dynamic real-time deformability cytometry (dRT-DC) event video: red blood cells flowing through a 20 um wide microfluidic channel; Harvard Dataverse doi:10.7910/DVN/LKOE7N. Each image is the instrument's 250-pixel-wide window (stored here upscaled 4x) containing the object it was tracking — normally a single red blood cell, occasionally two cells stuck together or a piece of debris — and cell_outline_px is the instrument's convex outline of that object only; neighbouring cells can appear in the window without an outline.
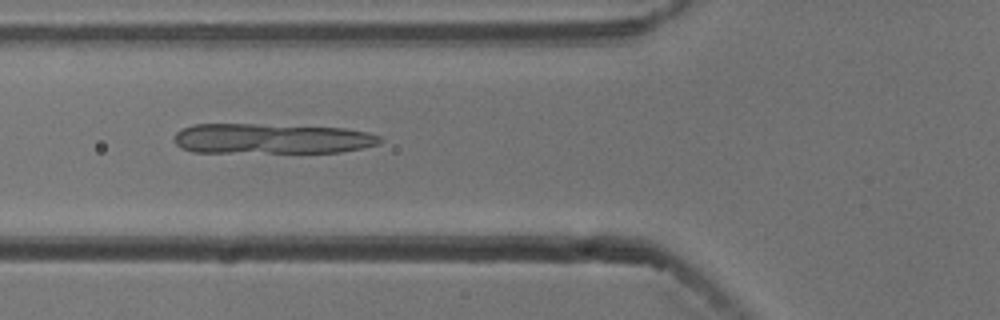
{"species": "common noctule bat (a hibernating species)", "species_latin": "Nyctalus noctula", "temperature_condition": "cold", "stored_images_in_passage": 53, "camera_frame_rate_fps": 3000, "um_per_image_px": 0.085, "animal": {"sex": "male", "body_mass_g": 13.3}, "frame": {"image": 1, "passage_image": 19, "time_ms": 6.0, "image_size_px": [1000, 320], "cell_outline_px": [[384, 140], [380, 144], [364, 148], [340, 152], [192, 152], [180, 148], [172, 140], [172, 136], [176, 132], [184, 128], [196, 124], [252, 124], [344, 128], [368, 132], [380, 136]], "centroid_in_image_um": [23.08, 11.79], "position_along_channel_um": 102.7, "area_um2": 36.47}}
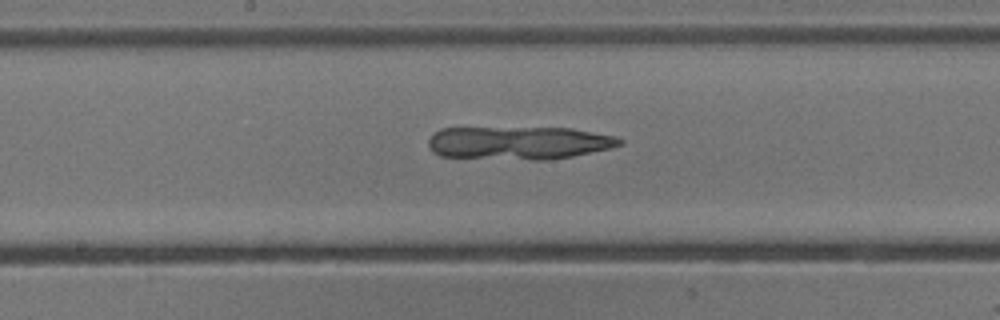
{"frame": {"image": 2, "passage_image": 27, "time_ms": 8.667, "image_size_px": [1000, 320], "cell_outline_px": [[624, 140], [620, 144], [608, 148], [572, 156], [548, 160], [532, 160], [440, 156], [432, 152], [428, 144], [428, 140], [432, 132], [440, 128], [572, 128], [616, 136]], "centroid_in_image_um": [44.05, 12.14], "position_along_channel_um": 204.2, "area_um2": 36.93}}
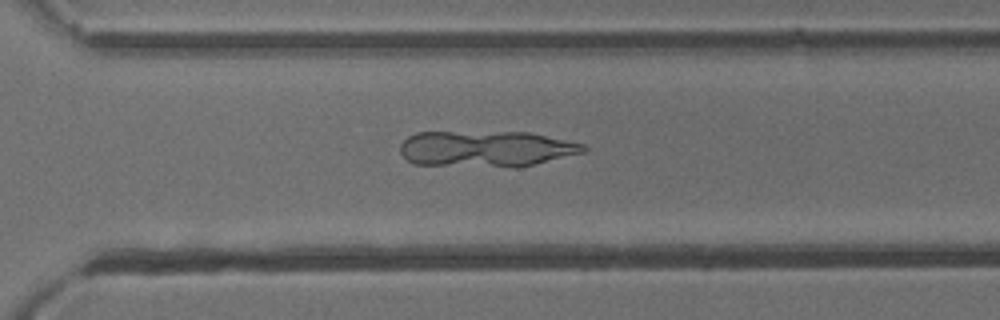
{"frame": {"image": 3, "passage_image": 37, "time_ms": 12.0, "image_size_px": [1000, 320], "cell_outline_px": [[588, 148], [584, 152], [536, 164], [516, 168], [512, 168], [416, 164], [408, 160], [400, 152], [400, 144], [408, 136], [416, 132], [528, 132], [584, 144]], "centroid_in_image_um": [41.32, 12.66], "position_along_channel_um": 329.3, "area_um2": 38.78}}